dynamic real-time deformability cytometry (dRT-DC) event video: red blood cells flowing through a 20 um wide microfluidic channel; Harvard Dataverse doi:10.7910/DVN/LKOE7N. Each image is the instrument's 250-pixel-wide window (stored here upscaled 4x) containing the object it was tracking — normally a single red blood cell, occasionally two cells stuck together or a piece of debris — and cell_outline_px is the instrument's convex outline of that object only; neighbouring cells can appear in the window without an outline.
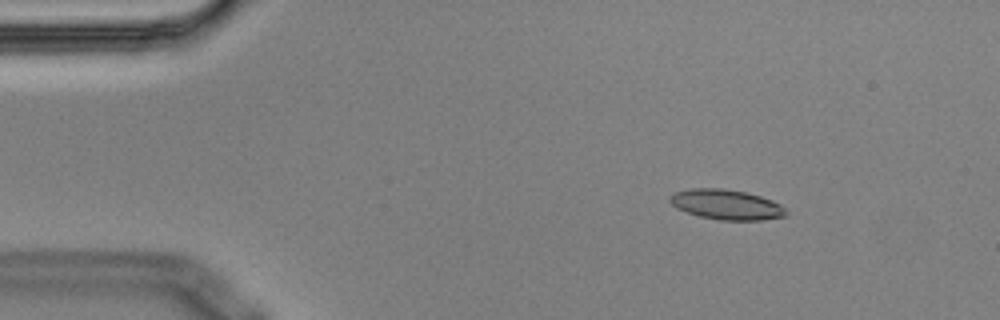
{"species": "Egyptian fruit bat (a non-hibernating species)", "species_latin": "Rousettus aegyptiacus", "temperature_condition": "cold", "stored_images_in_passage": 5, "camera_frame_rate_fps": 3000, "um_per_image_px": 0.085, "animal": {"sex": "male"}, "frame": {"image": 1, "passage_image": 2, "time_ms": 0.333, "image_size_px": [1000, 320], "cell_outline_px": [[788, 212], [784, 216], [760, 220], [720, 220], [700, 216], [676, 208], [668, 200], [668, 196], [676, 192], [688, 188], [724, 188], [744, 192], [760, 196], [772, 200], [780, 204]], "centroid_in_image_um": [61.71, 17.38], "position_along_channel_um": 23.3, "area_um2": 20.29}}